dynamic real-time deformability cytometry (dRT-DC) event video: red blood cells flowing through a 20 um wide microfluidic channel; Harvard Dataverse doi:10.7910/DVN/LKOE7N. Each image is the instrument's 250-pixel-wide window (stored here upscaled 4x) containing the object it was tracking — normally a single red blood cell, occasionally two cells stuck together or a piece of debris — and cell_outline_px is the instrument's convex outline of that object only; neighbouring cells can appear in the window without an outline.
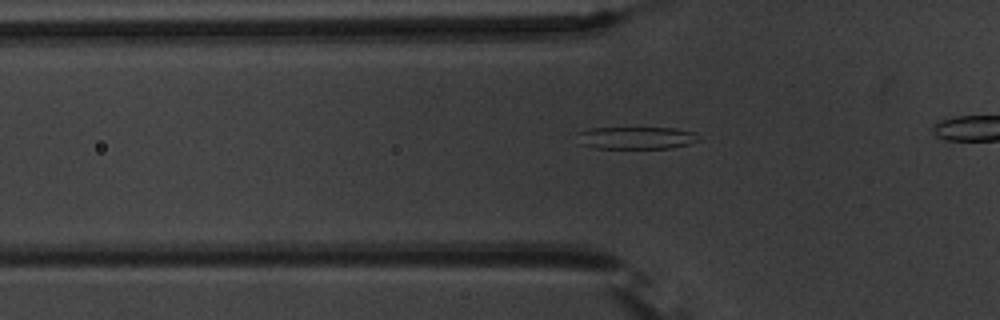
{"species": "common noctule bat (a hibernating species)", "species_latin": "Nyctalus noctula", "temperature_condition": "warm", "stored_images_in_passage": 42, "camera_frame_rate_fps": 3000, "um_per_image_px": 0.085, "animal": {"sex": "male", "body_mass_g": 20.1, "forearm_length_mm": 53.5}, "frame": {"image": 1, "passage_image": 15, "time_ms": 4.667, "image_size_px": [1000, 320], "cell_outline_px": [[700, 140], [688, 144], [668, 148], [596, 148], [576, 144], [580, 132], [592, 128], [676, 128], [692, 132]], "centroid_in_image_um": [54.03, 11.72], "position_along_channel_um": 71.8, "area_um2": 15.66}}
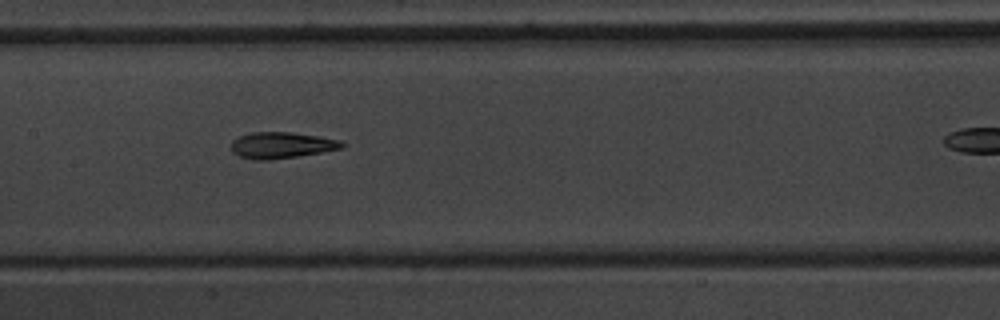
{"frame": {"image": 2, "passage_image": 24, "time_ms": 7.667, "image_size_px": [1000, 320], "cell_outline_px": [[348, 144], [344, 148], [300, 156], [268, 160], [252, 160], [240, 156], [232, 152], [232, 140], [240, 136], [252, 132], [292, 132], [340, 140]], "centroid_in_image_um": [23.96, 12.35], "position_along_channel_um": 183.4, "area_um2": 17.05}}
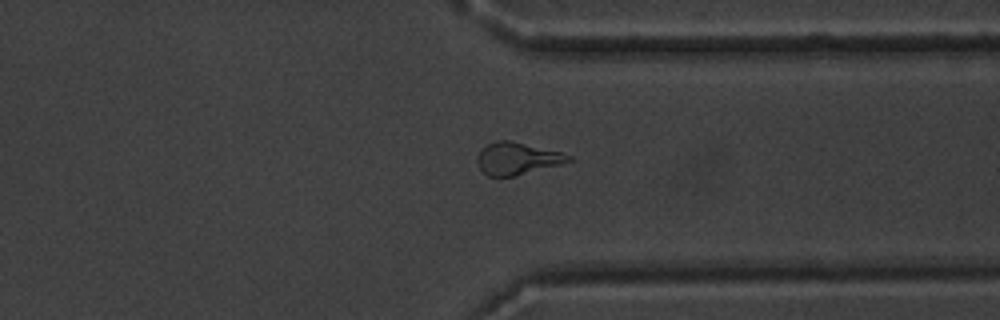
{"frame": {"image": 3, "passage_image": 39, "time_ms": 12.667, "image_size_px": [1000, 320], "cell_outline_px": [[572, 160], [560, 164], [516, 176], [488, 176], [480, 168], [476, 160], [476, 156], [488, 144], [496, 140], [508, 140], [560, 152], [572, 156]], "centroid_in_image_um": [43.94, 13.48], "position_along_channel_um": 367.5, "area_um2": 16.82}}